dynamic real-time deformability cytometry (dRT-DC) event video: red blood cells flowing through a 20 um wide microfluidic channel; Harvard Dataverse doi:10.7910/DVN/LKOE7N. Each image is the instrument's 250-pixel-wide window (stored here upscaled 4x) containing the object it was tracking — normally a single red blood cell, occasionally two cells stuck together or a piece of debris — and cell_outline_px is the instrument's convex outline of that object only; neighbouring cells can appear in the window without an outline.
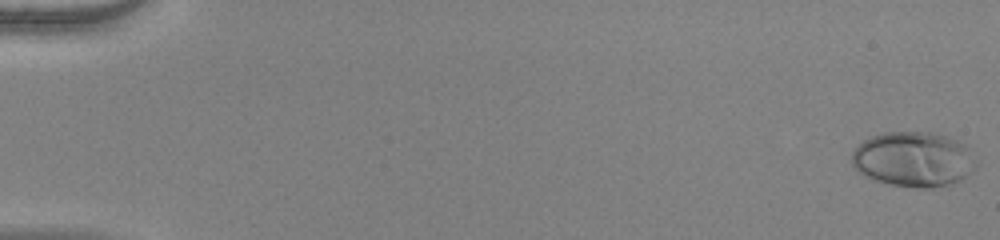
{"species": "human", "species_latin": "Homo sapiens", "temperature_condition": "warm", "stored_images_in_passage": 54, "camera_frame_rate_fps": 3000, "um_per_image_px": 0.085, "donor": {"sex": "female"}, "frame": {"image": 1, "passage_image": 1, "time_ms": 0.0, "image_size_px": [1000, 240], "cell_outline_px": [[976, 168], [972, 172], [960, 180], [952, 184], [932, 188], [916, 188], [888, 184], [864, 176], [856, 172], [852, 164], [852, 152], [864, 140], [872, 136], [884, 132], [932, 132], [948, 136], [968, 144], [976, 164]], "centroid_in_image_um": [77.67, 13.54], "position_along_channel_um": 7.3, "area_um2": 40.4}}
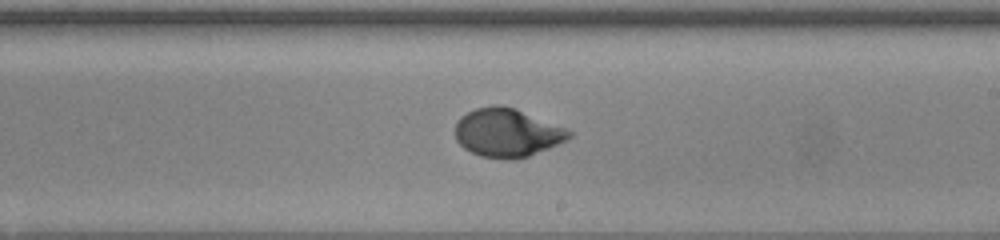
{"frame": {"image": 2, "passage_image": 33, "time_ms": 10.667, "image_size_px": [1000, 240], "cell_outline_px": [[572, 136], [568, 140], [528, 156], [512, 160], [504, 160], [480, 156], [464, 148], [456, 140], [456, 120], [460, 116], [476, 108], [492, 104], [500, 104], [516, 108], [564, 128], [572, 132]], "centroid_in_image_um": [43.08, 11.28], "position_along_channel_um": 245.9, "area_um2": 32.25}}
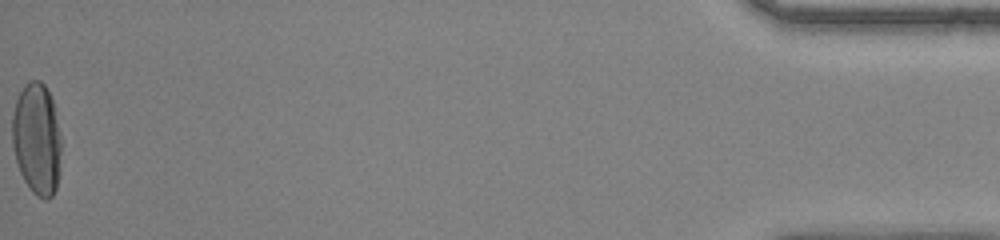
{"frame": {"image": 3, "passage_image": 54, "time_ms": 17.667, "image_size_px": [1000, 240], "cell_outline_px": [[60, 152], [56, 188], [52, 196], [48, 200], [44, 200], [36, 196], [32, 192], [24, 180], [20, 172], [16, 160], [12, 144], [12, 116], [16, 100], [24, 84], [28, 80], [40, 80], [44, 84], [52, 100], [60, 132]], "centroid_in_image_um": [3.11, 11.81], "position_along_channel_um": 432.1, "area_um2": 31.91}, "authors_computed_cell_mechanics": {"area_um2": 31.8189, "velocity_mm_per_s": 3.9513, "shape_relaxation_time_tau1_ms": 4.2635, "shape_relaxation_time_tau2_ms": null, "deformation_change_tau1": 0.2297, "deformation_change_tau2": null}}